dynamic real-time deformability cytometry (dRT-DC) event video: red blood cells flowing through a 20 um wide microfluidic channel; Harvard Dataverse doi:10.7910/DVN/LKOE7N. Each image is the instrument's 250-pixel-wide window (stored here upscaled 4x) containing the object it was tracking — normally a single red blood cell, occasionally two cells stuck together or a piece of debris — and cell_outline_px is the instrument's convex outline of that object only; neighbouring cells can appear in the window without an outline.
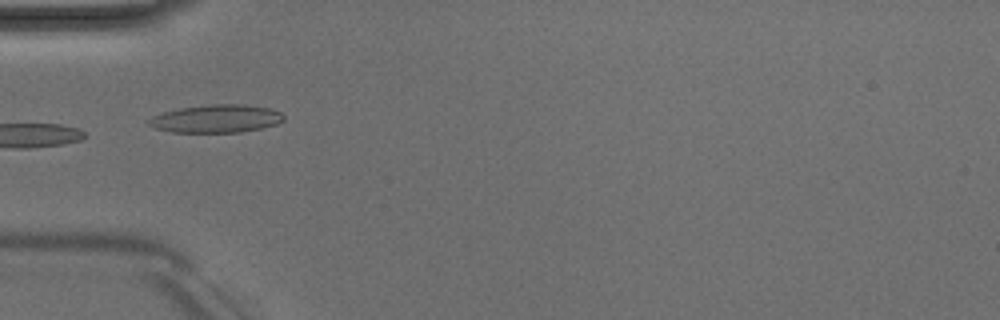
{"species": "Egyptian fruit bat (a non-hibernating species)", "species_latin": "Rousettus aegyptiacus", "temperature_condition": "room temperature", "stored_images_in_passage": 35, "camera_frame_rate_fps": 3000, "um_per_image_px": 0.085, "animal": {"sex": "male"}, "frame": {"image": 1, "passage_image": 1, "time_ms": 0.0, "image_size_px": [1000, 320], "cell_outline_px": [[284, 120], [276, 124], [260, 128], [240, 132], [172, 132], [156, 128], [148, 124], [148, 120], [152, 116], [164, 112], [180, 108], [216, 104], [240, 104], [268, 108], [280, 112], [284, 116]], "centroid_in_image_um": [18.38, 10.09], "position_along_channel_um": 66.6, "area_um2": 21.68}, "authors_computed_cell_mechanics": {"area_um2": 15.317, "velocity_mm_per_s": 4.0231, "shape_relaxation_time_tau1_ms": 5.0196, "shape_relaxation_time_tau2_ms": 5.1163, "deformation_change_tau1": 0.1295, "deformation_change_tau2": 0.1163}}